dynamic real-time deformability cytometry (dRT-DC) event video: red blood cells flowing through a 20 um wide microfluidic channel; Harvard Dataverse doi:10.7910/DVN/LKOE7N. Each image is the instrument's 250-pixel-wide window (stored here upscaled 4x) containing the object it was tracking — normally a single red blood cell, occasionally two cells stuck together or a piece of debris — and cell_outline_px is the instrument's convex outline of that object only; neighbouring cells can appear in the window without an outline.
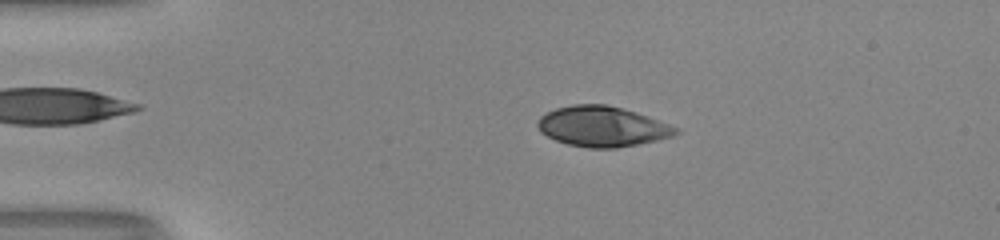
{"species": "human", "species_latin": "Homo sapiens", "temperature_condition": "room temperature", "stored_images_in_passage": 52, "camera_frame_rate_fps": 3000, "um_per_image_px": 0.085, "donor": {"sex": "male"}, "frame": {"image": 1, "passage_image": 11, "time_ms": 3.333, "image_size_px": [1000, 240], "cell_outline_px": [[680, 132], [672, 136], [656, 140], [616, 148], [588, 148], [568, 144], [556, 140], [540, 132], [536, 124], [540, 116], [556, 108], [572, 104], [604, 104], [636, 112], [680, 128]], "centroid_in_image_um": [51.18, 10.75], "position_along_channel_um": 33.8, "area_um2": 32.25}}
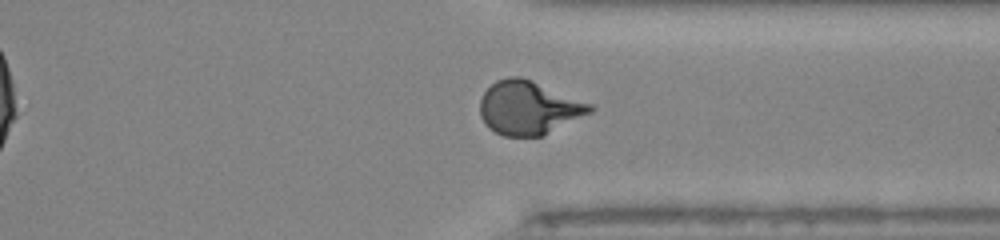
{"frame": {"image": 2, "passage_image": 40, "time_ms": 13.0, "image_size_px": [1000, 240], "cell_outline_px": [[596, 108], [592, 112], [544, 136], [504, 136], [488, 128], [484, 124], [480, 116], [480, 100], [484, 92], [496, 80], [508, 76], [520, 76], [532, 80], [592, 104]], "centroid_in_image_um": [44.94, 9.17], "position_along_channel_um": 366.5, "area_um2": 34.56}}
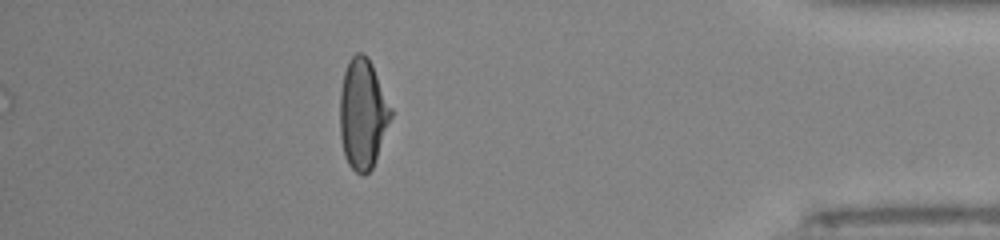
{"frame": {"image": 3, "passage_image": 46, "time_ms": 15.0, "image_size_px": [1000, 240], "cell_outline_px": [[392, 116], [372, 168], [364, 176], [356, 172], [348, 164], [344, 156], [340, 136], [340, 92], [344, 72], [348, 60], [356, 52], [364, 52], [368, 56], [372, 64], [392, 108]], "centroid_in_image_um": [30.82, 9.65], "position_along_channel_um": 404.4, "area_um2": 32.83}, "authors_computed_cell_mechanics": {"area_um2": 32.8015, "velocity_mm_per_s": 4.0212, "shape_relaxation_time_tau1_ms": 4.7319, "shape_relaxation_time_tau2_ms": null, "deformation_change_tau1": 0.2241, "deformation_change_tau2": null}}